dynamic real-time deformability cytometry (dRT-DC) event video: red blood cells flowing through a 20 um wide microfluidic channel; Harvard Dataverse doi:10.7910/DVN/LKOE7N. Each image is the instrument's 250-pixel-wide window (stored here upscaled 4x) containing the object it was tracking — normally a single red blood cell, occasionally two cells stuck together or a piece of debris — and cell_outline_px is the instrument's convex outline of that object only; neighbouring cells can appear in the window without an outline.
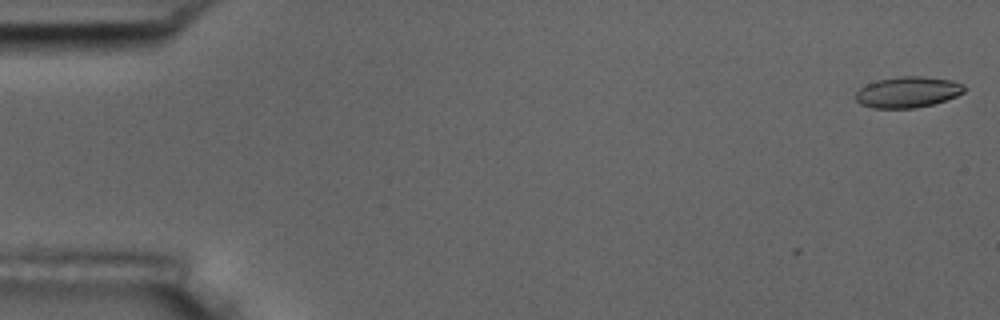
{"species": "common noctule bat (a hibernating species)", "species_latin": "Nyctalus noctula", "temperature_condition": "room temperature", "stored_images_in_passage": 5, "camera_frame_rate_fps": 3000, "um_per_image_px": 0.085, "animal": {"sex": "male", "body_mass_g": 17.5, "forearm_length_mm": 52.3}, "frame": {"image": 1, "passage_image": 1, "time_ms": 0.0, "image_size_px": [1000, 320], "cell_outline_px": [[964, 92], [956, 96], [932, 104], [916, 108], [872, 108], [860, 104], [856, 100], [856, 92], [860, 88], [876, 80], [900, 76], [920, 76], [952, 80], [964, 84]], "centroid_in_image_um": [77.15, 7.83], "position_along_channel_um": 7.9, "area_um2": 19.54}}
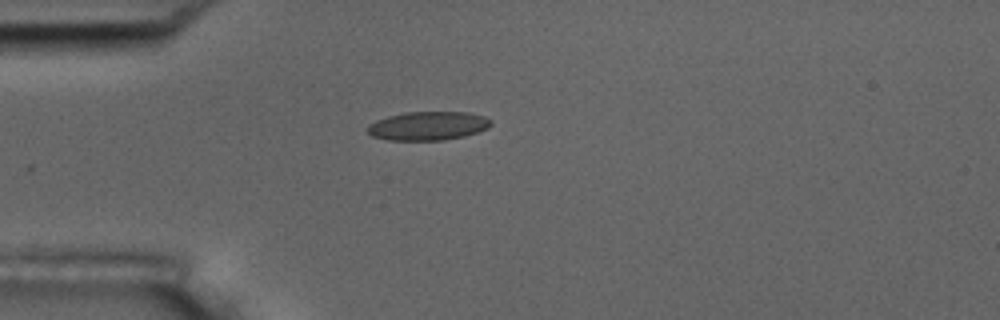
{"frame": {"image": 2, "passage_image": 5, "time_ms": 4.667, "image_size_px": [1000, 320], "cell_outline_px": [[492, 124], [488, 128], [464, 136], [444, 140], [388, 140], [372, 136], [368, 132], [368, 124], [376, 120], [388, 116], [404, 112], [468, 112], [484, 116], [492, 120]], "centroid_in_image_um": [36.38, 10.69], "position_along_channel_um": 48.6, "area_um2": 20.69}}